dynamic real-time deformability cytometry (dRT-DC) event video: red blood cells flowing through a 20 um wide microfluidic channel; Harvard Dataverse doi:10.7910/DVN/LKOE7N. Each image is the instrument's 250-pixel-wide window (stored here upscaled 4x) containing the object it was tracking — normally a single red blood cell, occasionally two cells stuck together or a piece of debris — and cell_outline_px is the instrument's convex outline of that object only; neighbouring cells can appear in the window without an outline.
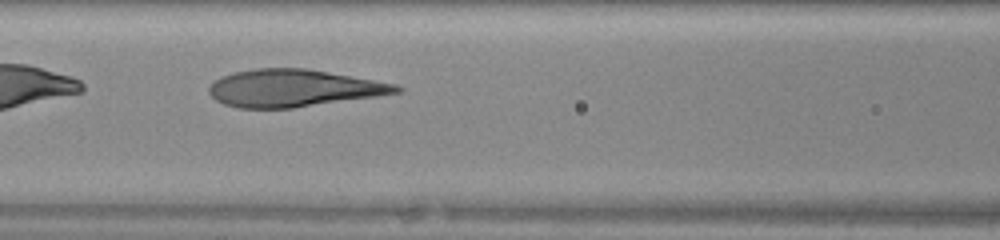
{"species": "human", "species_latin": "Homo sapiens", "temperature_condition": "warm", "stored_images_in_passage": 32, "camera_frame_rate_fps": 3000, "um_per_image_px": 0.085, "donor": {"sex": "female"}, "frame": {"image": 1, "passage_image": 14, "time_ms": 4.333, "image_size_px": [1000, 240], "cell_outline_px": [[404, 92], [292, 108], [240, 108], [224, 104], [216, 100], [208, 92], [208, 88], [220, 76], [236, 72], [256, 68], [304, 68], [328, 72], [396, 84], [404, 88]], "centroid_in_image_um": [24.95, 7.49], "position_along_channel_um": 141.7, "area_um2": 40.4}}
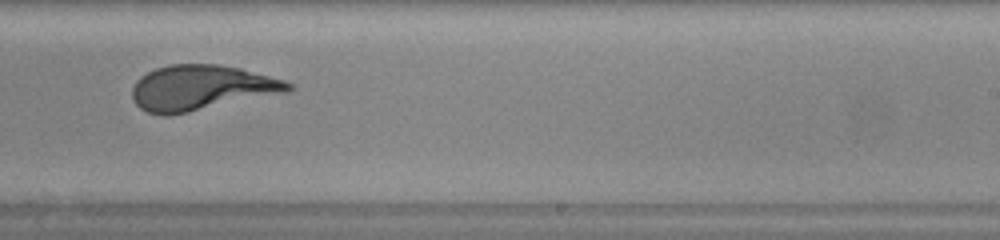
{"frame": {"image": 2, "passage_image": 23, "time_ms": 7.333, "image_size_px": [1000, 240], "cell_outline_px": [[296, 88], [288, 92], [168, 116], [160, 116], [148, 112], [140, 108], [132, 100], [132, 88], [136, 80], [140, 76], [156, 68], [168, 64], [216, 64], [240, 68], [284, 80], [292, 84]], "centroid_in_image_um": [17.09, 7.46], "position_along_channel_um": 271.9, "area_um2": 41.21}}